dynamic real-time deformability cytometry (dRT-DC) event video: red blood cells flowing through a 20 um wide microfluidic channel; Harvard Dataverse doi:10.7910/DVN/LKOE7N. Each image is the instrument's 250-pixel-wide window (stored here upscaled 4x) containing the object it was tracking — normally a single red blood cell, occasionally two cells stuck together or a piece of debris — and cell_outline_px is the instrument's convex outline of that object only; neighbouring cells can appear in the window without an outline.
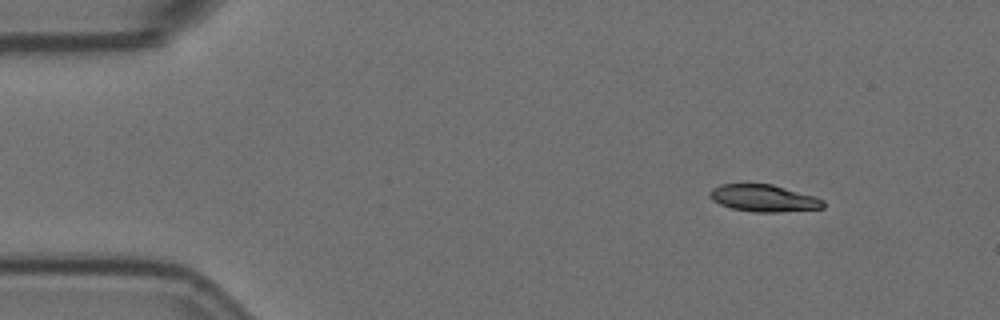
{"species": "Egyptian fruit bat (a non-hibernating species)", "species_latin": "Rousettus aegyptiacus", "temperature_condition": "room temperature", "stored_images_in_passage": 3, "camera_frame_rate_fps": 3000, "um_per_image_px": 0.085, "animal": {"sex": "female"}, "frame": {"image": 1, "passage_image": 1, "time_ms": 0.0, "image_size_px": [1000, 320], "cell_outline_px": [[824, 208], [776, 212], [752, 212], [732, 208], [720, 204], [712, 200], [708, 196], [708, 192], [712, 188], [720, 184], [772, 184], [816, 196], [824, 200]], "centroid_in_image_um": [64.9, 16.84], "position_along_channel_um": 20.1, "area_um2": 17.98}}